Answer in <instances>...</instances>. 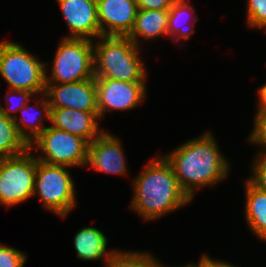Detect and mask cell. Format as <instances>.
Wrapping results in <instances>:
<instances>
[{"mask_svg": "<svg viewBox=\"0 0 266 267\" xmlns=\"http://www.w3.org/2000/svg\"><path fill=\"white\" fill-rule=\"evenodd\" d=\"M219 149L212 133L204 132L163 155L191 200L201 187L215 185L229 175V161Z\"/></svg>", "mask_w": 266, "mask_h": 267, "instance_id": "obj_1", "label": "cell"}, {"mask_svg": "<svg viewBox=\"0 0 266 267\" xmlns=\"http://www.w3.org/2000/svg\"><path fill=\"white\" fill-rule=\"evenodd\" d=\"M132 183L131 208L144 221L160 219L192 202L161 155L151 159Z\"/></svg>", "mask_w": 266, "mask_h": 267, "instance_id": "obj_2", "label": "cell"}, {"mask_svg": "<svg viewBox=\"0 0 266 267\" xmlns=\"http://www.w3.org/2000/svg\"><path fill=\"white\" fill-rule=\"evenodd\" d=\"M94 48V76L126 82H146L138 47L127 36H100ZM140 53V54H139Z\"/></svg>", "mask_w": 266, "mask_h": 267, "instance_id": "obj_3", "label": "cell"}, {"mask_svg": "<svg viewBox=\"0 0 266 267\" xmlns=\"http://www.w3.org/2000/svg\"><path fill=\"white\" fill-rule=\"evenodd\" d=\"M46 65L21 44L0 41V76L9 89L44 93Z\"/></svg>", "mask_w": 266, "mask_h": 267, "instance_id": "obj_4", "label": "cell"}, {"mask_svg": "<svg viewBox=\"0 0 266 267\" xmlns=\"http://www.w3.org/2000/svg\"><path fill=\"white\" fill-rule=\"evenodd\" d=\"M67 169L36 159L33 197L37 195L44 209L64 219L77 203L74 180Z\"/></svg>", "mask_w": 266, "mask_h": 267, "instance_id": "obj_5", "label": "cell"}, {"mask_svg": "<svg viewBox=\"0 0 266 267\" xmlns=\"http://www.w3.org/2000/svg\"><path fill=\"white\" fill-rule=\"evenodd\" d=\"M55 53L50 76L45 72V83H73L95 78L93 40L64 37Z\"/></svg>", "mask_w": 266, "mask_h": 267, "instance_id": "obj_6", "label": "cell"}, {"mask_svg": "<svg viewBox=\"0 0 266 267\" xmlns=\"http://www.w3.org/2000/svg\"><path fill=\"white\" fill-rule=\"evenodd\" d=\"M25 153L0 158V204L9 208L33 197L36 155Z\"/></svg>", "mask_w": 266, "mask_h": 267, "instance_id": "obj_7", "label": "cell"}, {"mask_svg": "<svg viewBox=\"0 0 266 267\" xmlns=\"http://www.w3.org/2000/svg\"><path fill=\"white\" fill-rule=\"evenodd\" d=\"M41 152L38 161L53 165L86 166L88 143L66 131L48 126L31 144L29 149Z\"/></svg>", "mask_w": 266, "mask_h": 267, "instance_id": "obj_8", "label": "cell"}, {"mask_svg": "<svg viewBox=\"0 0 266 267\" xmlns=\"http://www.w3.org/2000/svg\"><path fill=\"white\" fill-rule=\"evenodd\" d=\"M99 118L107 111H127L140 106L147 94L146 82L95 78Z\"/></svg>", "mask_w": 266, "mask_h": 267, "instance_id": "obj_9", "label": "cell"}, {"mask_svg": "<svg viewBox=\"0 0 266 267\" xmlns=\"http://www.w3.org/2000/svg\"><path fill=\"white\" fill-rule=\"evenodd\" d=\"M44 93L51 108L98 112L95 78L73 83H46Z\"/></svg>", "mask_w": 266, "mask_h": 267, "instance_id": "obj_10", "label": "cell"}, {"mask_svg": "<svg viewBox=\"0 0 266 267\" xmlns=\"http://www.w3.org/2000/svg\"><path fill=\"white\" fill-rule=\"evenodd\" d=\"M122 148L120 139L116 135L104 131L88 144L86 167L90 166L98 172L107 174L128 175Z\"/></svg>", "mask_w": 266, "mask_h": 267, "instance_id": "obj_11", "label": "cell"}, {"mask_svg": "<svg viewBox=\"0 0 266 267\" xmlns=\"http://www.w3.org/2000/svg\"><path fill=\"white\" fill-rule=\"evenodd\" d=\"M69 34L65 38L95 40L101 36L96 0H57Z\"/></svg>", "mask_w": 266, "mask_h": 267, "instance_id": "obj_12", "label": "cell"}, {"mask_svg": "<svg viewBox=\"0 0 266 267\" xmlns=\"http://www.w3.org/2000/svg\"><path fill=\"white\" fill-rule=\"evenodd\" d=\"M101 36H127L138 12L136 0H96Z\"/></svg>", "mask_w": 266, "mask_h": 267, "instance_id": "obj_13", "label": "cell"}, {"mask_svg": "<svg viewBox=\"0 0 266 267\" xmlns=\"http://www.w3.org/2000/svg\"><path fill=\"white\" fill-rule=\"evenodd\" d=\"M98 112H83L71 108H51L50 125L84 139L90 144L104 130L99 128Z\"/></svg>", "mask_w": 266, "mask_h": 267, "instance_id": "obj_14", "label": "cell"}, {"mask_svg": "<svg viewBox=\"0 0 266 267\" xmlns=\"http://www.w3.org/2000/svg\"><path fill=\"white\" fill-rule=\"evenodd\" d=\"M74 248L79 259L96 261L104 259V266L109 267L120 249L107 250L108 240L104 233L95 227H84L74 236Z\"/></svg>", "mask_w": 266, "mask_h": 267, "instance_id": "obj_15", "label": "cell"}, {"mask_svg": "<svg viewBox=\"0 0 266 267\" xmlns=\"http://www.w3.org/2000/svg\"><path fill=\"white\" fill-rule=\"evenodd\" d=\"M36 100L37 104L36 102L34 104L37 107L33 105L29 106L27 103L19 110V112H21V119L19 120L17 115H15L13 118V122L18 133L25 140V142L28 143V145L31 144L47 128V126H44L43 124V119H47L50 123L51 106L49 105L45 93L39 94L38 99H35V101ZM39 104L40 107L38 106ZM32 108H36L38 111L35 110V112H33L34 109L31 111Z\"/></svg>", "mask_w": 266, "mask_h": 267, "instance_id": "obj_16", "label": "cell"}, {"mask_svg": "<svg viewBox=\"0 0 266 267\" xmlns=\"http://www.w3.org/2000/svg\"><path fill=\"white\" fill-rule=\"evenodd\" d=\"M169 10L138 9L132 30L127 35L138 47L139 38L157 40L160 36H168Z\"/></svg>", "mask_w": 266, "mask_h": 267, "instance_id": "obj_17", "label": "cell"}, {"mask_svg": "<svg viewBox=\"0 0 266 267\" xmlns=\"http://www.w3.org/2000/svg\"><path fill=\"white\" fill-rule=\"evenodd\" d=\"M245 217L252 234L266 241V192L245 182Z\"/></svg>", "mask_w": 266, "mask_h": 267, "instance_id": "obj_18", "label": "cell"}, {"mask_svg": "<svg viewBox=\"0 0 266 267\" xmlns=\"http://www.w3.org/2000/svg\"><path fill=\"white\" fill-rule=\"evenodd\" d=\"M188 0H176L169 9L168 15V36L172 37L174 41H180L181 39L189 40L195 30V22L198 18L195 15V9L187 2ZM186 19V20H185ZM191 20L187 27L183 25V22ZM185 24V23H184ZM190 26V27H189Z\"/></svg>", "mask_w": 266, "mask_h": 267, "instance_id": "obj_19", "label": "cell"}, {"mask_svg": "<svg viewBox=\"0 0 266 267\" xmlns=\"http://www.w3.org/2000/svg\"><path fill=\"white\" fill-rule=\"evenodd\" d=\"M28 149L29 145L18 133L13 119L0 111V158L18 156Z\"/></svg>", "mask_w": 266, "mask_h": 267, "instance_id": "obj_20", "label": "cell"}, {"mask_svg": "<svg viewBox=\"0 0 266 267\" xmlns=\"http://www.w3.org/2000/svg\"><path fill=\"white\" fill-rule=\"evenodd\" d=\"M109 267H162L153 254L139 251H118Z\"/></svg>", "mask_w": 266, "mask_h": 267, "instance_id": "obj_21", "label": "cell"}, {"mask_svg": "<svg viewBox=\"0 0 266 267\" xmlns=\"http://www.w3.org/2000/svg\"><path fill=\"white\" fill-rule=\"evenodd\" d=\"M34 93L25 90L8 89L6 98L7 107H4L0 102V111L3 115L9 118H14V112L19 111L27 103H30L31 96L34 97ZM7 108V109H6Z\"/></svg>", "mask_w": 266, "mask_h": 267, "instance_id": "obj_22", "label": "cell"}, {"mask_svg": "<svg viewBox=\"0 0 266 267\" xmlns=\"http://www.w3.org/2000/svg\"><path fill=\"white\" fill-rule=\"evenodd\" d=\"M246 11L247 25L266 33V0H247Z\"/></svg>", "mask_w": 266, "mask_h": 267, "instance_id": "obj_23", "label": "cell"}, {"mask_svg": "<svg viewBox=\"0 0 266 267\" xmlns=\"http://www.w3.org/2000/svg\"><path fill=\"white\" fill-rule=\"evenodd\" d=\"M253 129L249 133V143L261 146L259 154H266V113H256L253 119Z\"/></svg>", "mask_w": 266, "mask_h": 267, "instance_id": "obj_24", "label": "cell"}, {"mask_svg": "<svg viewBox=\"0 0 266 267\" xmlns=\"http://www.w3.org/2000/svg\"><path fill=\"white\" fill-rule=\"evenodd\" d=\"M252 176L247 180L257 189L266 192V154H257L251 164Z\"/></svg>", "mask_w": 266, "mask_h": 267, "instance_id": "obj_25", "label": "cell"}, {"mask_svg": "<svg viewBox=\"0 0 266 267\" xmlns=\"http://www.w3.org/2000/svg\"><path fill=\"white\" fill-rule=\"evenodd\" d=\"M27 256L22 251L0 243V267H23Z\"/></svg>", "mask_w": 266, "mask_h": 267, "instance_id": "obj_26", "label": "cell"}, {"mask_svg": "<svg viewBox=\"0 0 266 267\" xmlns=\"http://www.w3.org/2000/svg\"><path fill=\"white\" fill-rule=\"evenodd\" d=\"M176 0H136L138 9L169 10Z\"/></svg>", "mask_w": 266, "mask_h": 267, "instance_id": "obj_27", "label": "cell"}, {"mask_svg": "<svg viewBox=\"0 0 266 267\" xmlns=\"http://www.w3.org/2000/svg\"><path fill=\"white\" fill-rule=\"evenodd\" d=\"M201 267H237L236 265L230 264L227 261L223 260H213L207 254H203L199 260Z\"/></svg>", "mask_w": 266, "mask_h": 267, "instance_id": "obj_28", "label": "cell"}, {"mask_svg": "<svg viewBox=\"0 0 266 267\" xmlns=\"http://www.w3.org/2000/svg\"><path fill=\"white\" fill-rule=\"evenodd\" d=\"M258 92V104L257 105V112L256 113H266V83L263 84L257 90Z\"/></svg>", "mask_w": 266, "mask_h": 267, "instance_id": "obj_29", "label": "cell"}, {"mask_svg": "<svg viewBox=\"0 0 266 267\" xmlns=\"http://www.w3.org/2000/svg\"><path fill=\"white\" fill-rule=\"evenodd\" d=\"M162 267H165L164 265H162ZM179 267H201V264L199 262L195 263H190L188 265L185 266H179Z\"/></svg>", "mask_w": 266, "mask_h": 267, "instance_id": "obj_30", "label": "cell"}]
</instances>
